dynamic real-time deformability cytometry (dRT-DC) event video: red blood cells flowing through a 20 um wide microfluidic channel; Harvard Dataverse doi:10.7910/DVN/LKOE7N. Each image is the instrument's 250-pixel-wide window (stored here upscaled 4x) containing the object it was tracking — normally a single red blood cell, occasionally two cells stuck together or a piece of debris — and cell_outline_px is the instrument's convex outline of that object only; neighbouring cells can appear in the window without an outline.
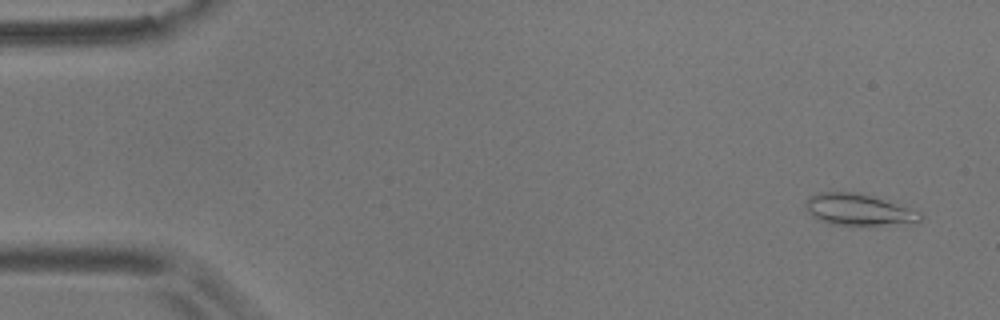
{"species": "common noctule bat (a hibernating species)", "species_latin": "Nyctalus noctula", "temperature_condition": "room temperature", "stored_images_in_passage": 55, "camera_frame_rate_fps": 3000, "um_per_image_px": 0.085, "animal": {"sex": "male", "body_mass_g": 17.9}, "frame": {"image": 1, "passage_image": 2, "time_ms": 0.333, "image_size_px": [1000, 320], "cell_outline_px": [[924, 216], [920, 224], [828, 224], [812, 216], [808, 212], [804, 204], [804, 200], [808, 196], [820, 192], [856, 192], [920, 212]], "centroid_in_image_um": [72.95, 17.83], "position_along_channel_um": 12.1, "area_um2": 20.81}}
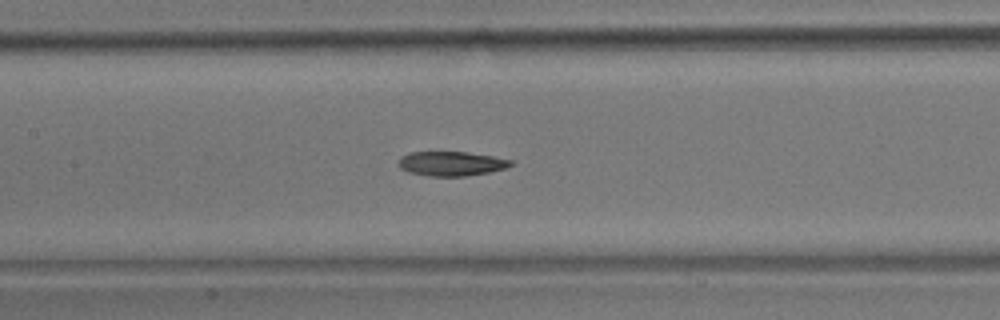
{"frame": {"image": 2, "passage_image": 25, "time_ms": 8.0, "image_size_px": [1000, 320], "cell_outline_px": [[512, 164], [508, 168], [488, 172], [464, 176], [428, 176], [408, 172], [400, 168], [396, 164], [400, 156], [408, 152], [468, 152], [492, 156], [512, 160]], "centroid_in_image_um": [38.31, 13.9], "position_along_channel_um": 169.1, "area_um2": 16.13}}
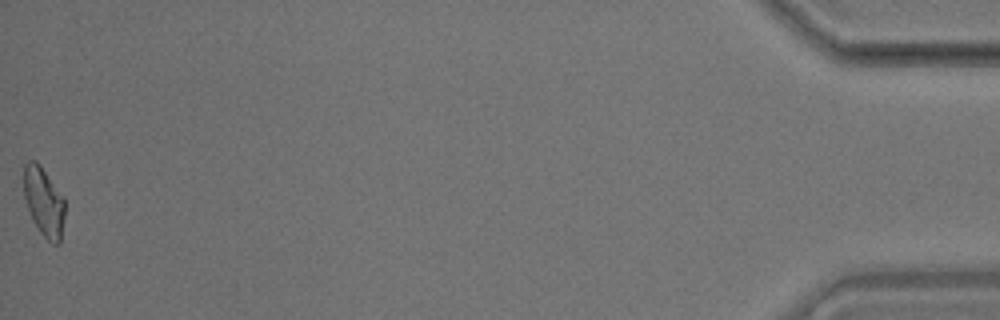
{"frame": {"image": 3, "passage_image": 55, "time_ms": 18.0, "image_size_px": [1000, 320], "cell_outline_px": [[64, 220], [60, 244], [52, 244], [40, 232], [32, 220], [24, 196], [24, 164], [28, 160], [36, 160], [40, 164], [64, 196]], "centroid_in_image_um": [3.74, 17.14], "position_along_channel_um": 431.5, "area_um2": 16.7}, "authors_computed_cell_mechanics": {"area_um2": 16.9932, "velocity_mm_per_s": 3.5943, "shape_relaxation_time_tau1_ms": 6.2381, "shape_relaxation_time_tau2_ms": null, "deformation_change_tau1": 0.1633, "deformation_change_tau2": null}}